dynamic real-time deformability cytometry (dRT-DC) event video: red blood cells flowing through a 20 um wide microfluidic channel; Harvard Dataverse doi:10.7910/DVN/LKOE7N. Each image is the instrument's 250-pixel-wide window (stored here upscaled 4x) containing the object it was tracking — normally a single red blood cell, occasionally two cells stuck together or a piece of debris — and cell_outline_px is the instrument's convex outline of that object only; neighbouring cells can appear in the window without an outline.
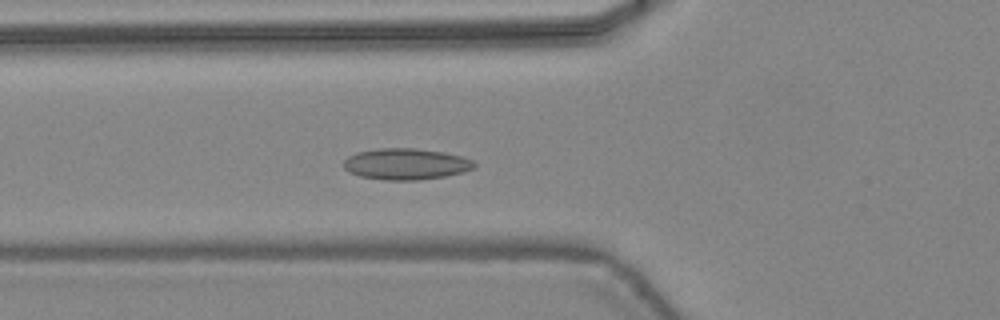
{"species": "common noctule bat (a hibernating species)", "species_latin": "Nyctalus noctula", "temperature_condition": "warm", "stored_images_in_passage": 32, "camera_frame_rate_fps": 3000, "um_per_image_px": 0.085, "animal": {"sex": "female", "body_mass_g": 24.6, "forearm_length_mm": 56.2}, "frame": {"image": 1, "passage_image": 17, "time_ms": 5.333, "image_size_px": [1000, 320], "cell_outline_px": [[476, 168], [464, 172], [444, 176], [420, 180], [384, 180], [360, 176], [348, 172], [344, 168], [344, 160], [348, 156], [356, 152], [380, 148], [416, 148], [444, 152], [460, 156], [472, 160], [476, 164]], "centroid_in_image_um": [34.5, 13.94], "position_along_channel_um": 91.3, "area_um2": 23.93}}
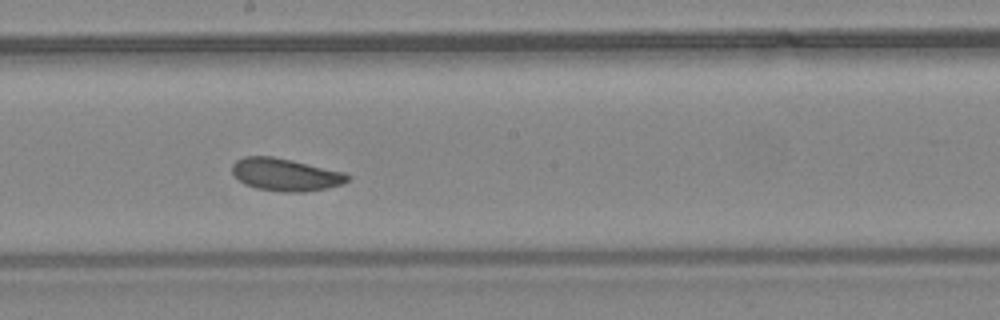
{"frame": {"image": 2, "passage_image": 26, "time_ms": 8.333, "image_size_px": [1000, 320], "cell_outline_px": [[352, 176], [344, 184], [328, 188], [304, 192], [284, 192], [256, 188], [244, 184], [232, 172], [232, 164], [236, 160], [244, 156], [272, 156], [292, 160], [344, 172]], "centroid_in_image_um": [24.29, 14.84], "position_along_channel_um": 223.9, "area_um2": 21.96}}
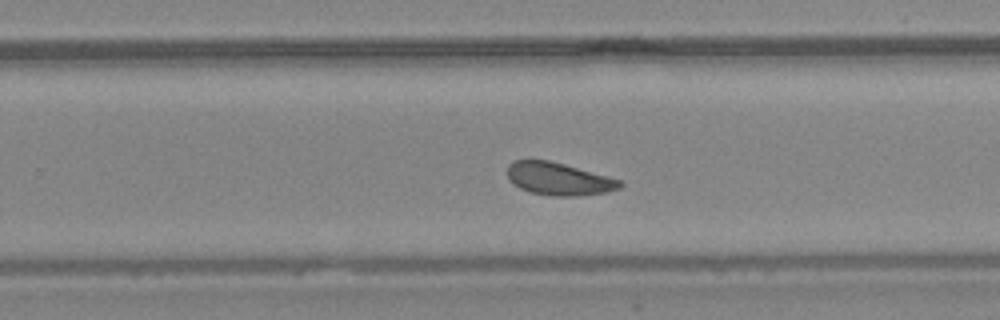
{"frame": {"image": 3, "passage_image": 30, "time_ms": 9.667, "image_size_px": [1000, 320], "cell_outline_px": [[624, 184], [620, 188], [608, 192], [580, 196], [552, 196], [528, 192], [512, 184], [508, 180], [508, 164], [512, 160], [548, 160], [564, 164], [608, 176], [620, 180]], "centroid_in_image_um": [47.48, 15.21], "position_along_channel_um": 282.3, "area_um2": 21.62}}